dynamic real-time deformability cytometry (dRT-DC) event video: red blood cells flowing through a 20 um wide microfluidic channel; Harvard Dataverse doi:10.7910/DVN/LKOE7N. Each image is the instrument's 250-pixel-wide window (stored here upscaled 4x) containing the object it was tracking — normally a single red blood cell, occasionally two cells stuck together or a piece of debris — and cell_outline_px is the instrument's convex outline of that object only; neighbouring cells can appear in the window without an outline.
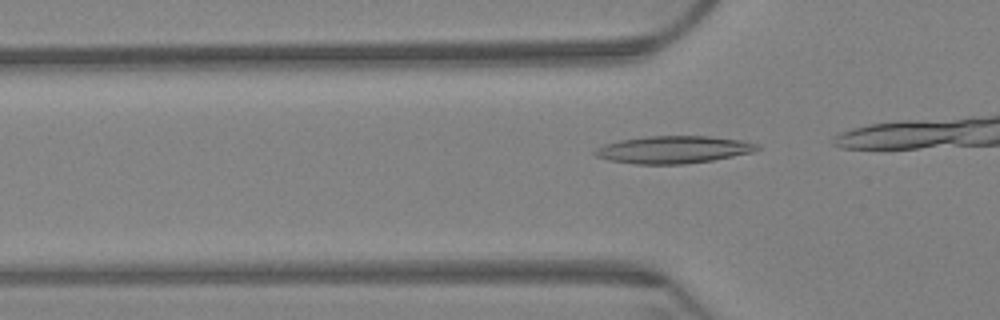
{"species": "Egyptian fruit bat (a non-hibernating species)", "species_latin": "Rousettus aegyptiacus", "temperature_condition": "warm", "stored_images_in_passage": 23, "camera_frame_rate_fps": 3000, "um_per_image_px": 0.085, "animal": {"sex": "female"}, "frame": {"image": 1, "passage_image": 10, "time_ms": 3.0, "image_size_px": [1000, 320], "cell_outline_px": [[760, 148], [752, 152], [712, 160], [684, 164], [636, 164], [608, 160], [596, 156], [592, 152], [596, 148], [604, 144], [620, 140], [644, 136], [708, 136], [740, 140], [760, 144]], "centroid_in_image_um": [57.21, 12.71], "position_along_channel_um": 68.6, "area_um2": 25.89}}
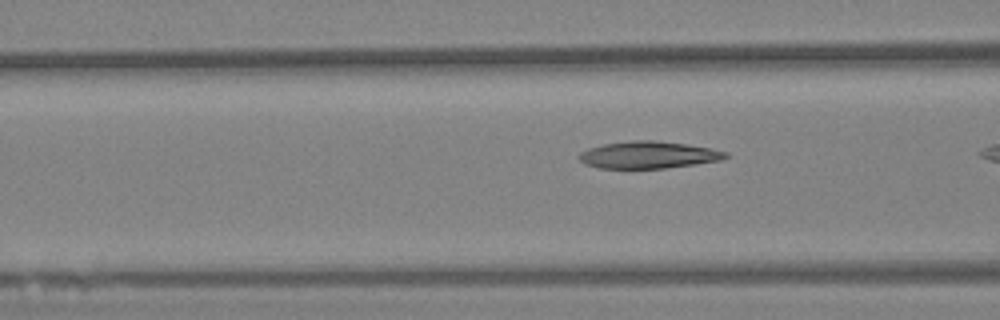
{"frame": {"image": 2, "passage_image": 14, "time_ms": 4.333, "image_size_px": [1000, 320], "cell_outline_px": [[728, 156], [720, 160], [696, 164], [664, 168], [600, 168], [584, 164], [576, 156], [580, 152], [588, 148], [604, 144], [632, 140], [652, 140], [688, 144], [728, 152]], "centroid_in_image_um": [55.07, 13.16], "position_along_channel_um": 111.5, "area_um2": 23.06}}